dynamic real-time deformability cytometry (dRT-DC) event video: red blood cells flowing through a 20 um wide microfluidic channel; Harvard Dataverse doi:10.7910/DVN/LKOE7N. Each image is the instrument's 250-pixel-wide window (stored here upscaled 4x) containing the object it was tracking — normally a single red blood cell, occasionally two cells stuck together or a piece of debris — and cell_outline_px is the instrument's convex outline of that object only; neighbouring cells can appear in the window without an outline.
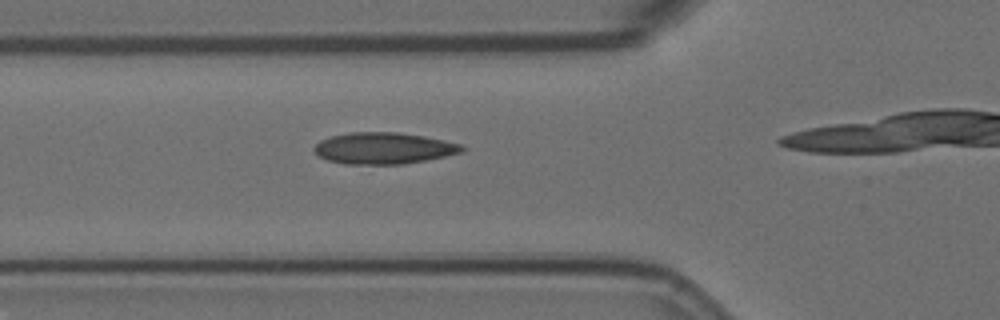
{"species": "Egyptian fruit bat (a non-hibernating species)", "species_latin": "Rousettus aegyptiacus", "temperature_condition": "room temperature", "stored_images_in_passage": 5, "camera_frame_rate_fps": 3000, "um_per_image_px": 0.085, "animal": {"sex": "female"}, "frame": {"image": 1, "passage_image": 4, "time_ms": 1.0, "image_size_px": [1000, 320], "cell_outline_px": [[468, 148], [460, 152], [444, 156], [404, 164], [344, 164], [328, 160], [320, 156], [312, 148], [320, 140], [332, 136], [348, 132], [396, 132], [424, 136], [464, 144]], "centroid_in_image_um": [32.63, 12.59], "position_along_channel_um": 93.2, "area_um2": 27.11}}